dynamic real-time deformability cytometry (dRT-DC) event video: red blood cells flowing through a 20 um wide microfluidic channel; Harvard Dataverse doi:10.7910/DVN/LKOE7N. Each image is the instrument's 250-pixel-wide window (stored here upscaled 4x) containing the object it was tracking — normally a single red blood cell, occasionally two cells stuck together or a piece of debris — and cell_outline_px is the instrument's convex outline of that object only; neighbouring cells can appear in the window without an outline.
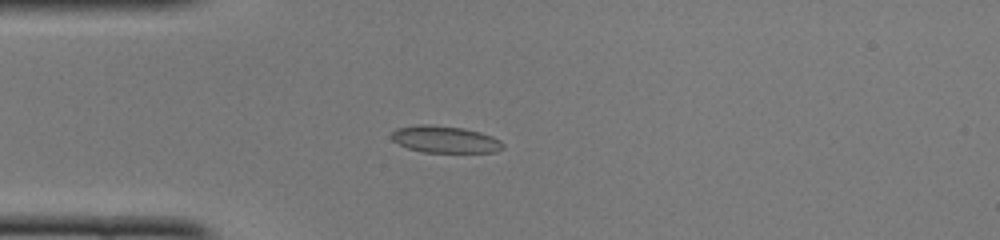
{"species": "common noctule bat (a hibernating species)", "species_latin": "Nyctalus noctula", "temperature_condition": "cold", "stored_images_in_passage": 48, "camera_frame_rate_fps": 3000, "um_per_image_px": 0.085, "animal": {"sex": "female", "body_mass_g": 22.0, "forearm_length_mm": 56.7}, "frame": {"image": 1, "passage_image": 12, "time_ms": 3.667, "image_size_px": [1000, 240], "cell_outline_px": [[504, 148], [496, 152], [424, 152], [408, 148], [392, 140], [392, 132], [396, 128], [416, 124], [428, 124], [464, 128], [480, 132], [492, 136], [500, 140], [504, 144]], "centroid_in_image_um": [37.84, 11.84], "position_along_channel_um": 47.2, "area_um2": 17.51}}
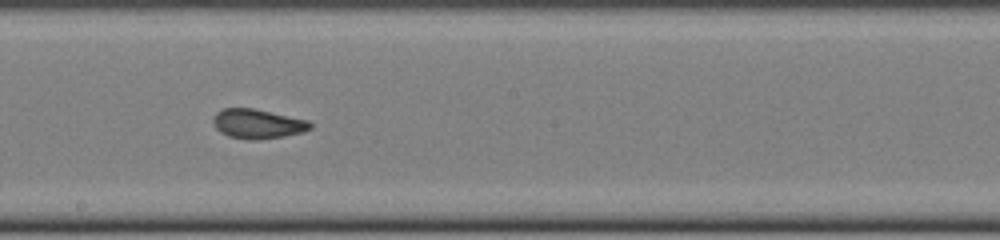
{"frame": {"image": 2, "passage_image": 26, "time_ms": 8.333, "image_size_px": [1000, 240], "cell_outline_px": [[312, 128], [304, 132], [284, 136], [256, 140], [248, 140], [228, 136], [220, 132], [216, 128], [212, 120], [212, 116], [216, 112], [224, 108], [252, 108], [308, 120], [312, 124]], "centroid_in_image_um": [21.88, 10.53], "position_along_channel_um": 226.3, "area_um2": 16.76}}
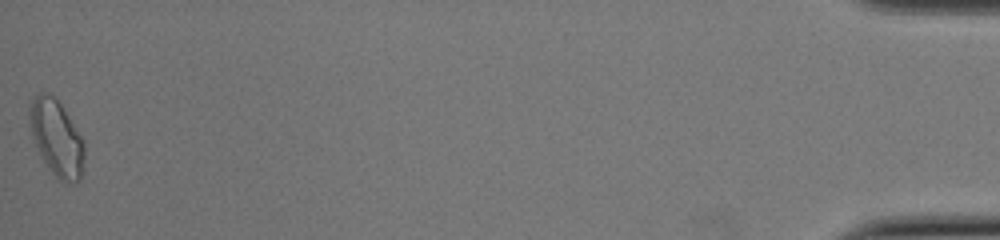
{"frame": {"image": 3, "passage_image": 48, "time_ms": 15.667, "image_size_px": [1000, 240], "cell_outline_px": [[84, 156], [80, 180], [68, 184], [64, 184], [52, 172], [44, 160], [32, 136], [28, 120], [28, 104], [40, 92], [48, 92], [60, 104], [84, 140]], "centroid_in_image_um": [4.8, 11.72], "position_along_channel_um": 430.4, "area_um2": 24.04}, "authors_computed_cell_mechanics": {"area_um2": 16.9354, "velocity_mm_per_s": 4.1067, "shape_relaxation_time_tau1_ms": 8.0326, "shape_relaxation_time_tau2_ms": 1.1659, "deformation_change_tau1": 0.2014, "deformation_change_tau2": 0.0727}}